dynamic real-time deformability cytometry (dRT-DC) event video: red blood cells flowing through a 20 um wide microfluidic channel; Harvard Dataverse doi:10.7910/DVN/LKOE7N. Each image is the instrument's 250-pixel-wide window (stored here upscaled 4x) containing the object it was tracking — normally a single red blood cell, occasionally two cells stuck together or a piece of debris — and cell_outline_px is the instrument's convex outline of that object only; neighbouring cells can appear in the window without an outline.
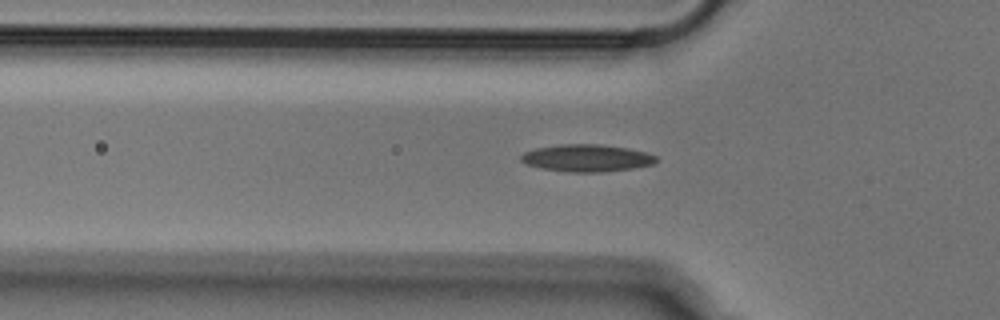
{"species": "Egyptian fruit bat (a non-hibernating species)", "species_latin": "Rousettus aegyptiacus", "temperature_condition": "cold", "stored_images_in_passage": 50, "camera_frame_rate_fps": 3000, "um_per_image_px": 0.085, "animal": {"sex": "male"}, "frame": {"image": 1, "passage_image": 14, "time_ms": 4.333, "image_size_px": [1000, 320], "cell_outline_px": [[660, 160], [656, 164], [632, 168], [600, 172], [572, 172], [540, 168], [524, 164], [520, 160], [520, 156], [524, 152], [536, 148], [560, 144], [600, 144], [628, 148], [644, 152], [656, 156]], "centroid_in_image_um": [49.87, 13.43], "position_along_channel_um": 75.9, "area_um2": 21.56}}
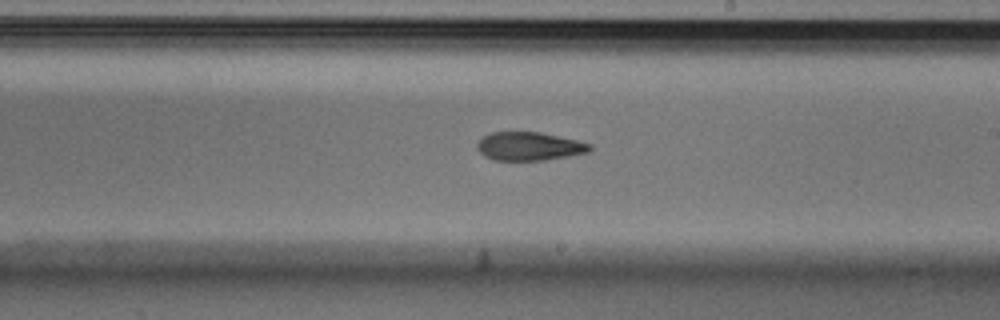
{"frame": {"image": 2, "passage_image": 27, "time_ms": 8.667, "image_size_px": [1000, 320], "cell_outline_px": [[592, 148], [588, 152], [568, 156], [544, 160], [492, 160], [484, 156], [476, 148], [476, 144], [484, 136], [492, 132], [540, 132], [576, 140], [592, 144]], "centroid_in_image_um": [44.97, 12.44], "position_along_channel_um": 244.0, "area_um2": 18.61}}
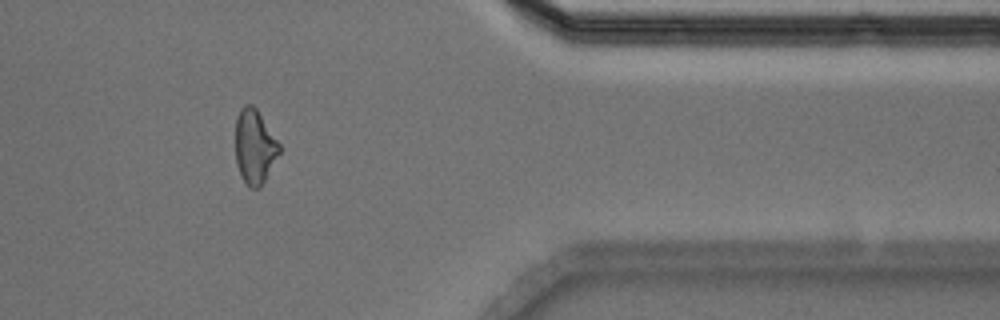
{"frame": {"image": 3, "passage_image": 40, "time_ms": 13.0, "image_size_px": [1000, 320], "cell_outline_px": [[280, 152], [260, 188], [248, 188], [236, 164], [236, 116], [240, 108], [244, 104], [252, 104], [256, 108], [280, 144]], "centroid_in_image_um": [21.63, 12.45], "position_along_channel_um": 389.8, "area_um2": 18.9}}